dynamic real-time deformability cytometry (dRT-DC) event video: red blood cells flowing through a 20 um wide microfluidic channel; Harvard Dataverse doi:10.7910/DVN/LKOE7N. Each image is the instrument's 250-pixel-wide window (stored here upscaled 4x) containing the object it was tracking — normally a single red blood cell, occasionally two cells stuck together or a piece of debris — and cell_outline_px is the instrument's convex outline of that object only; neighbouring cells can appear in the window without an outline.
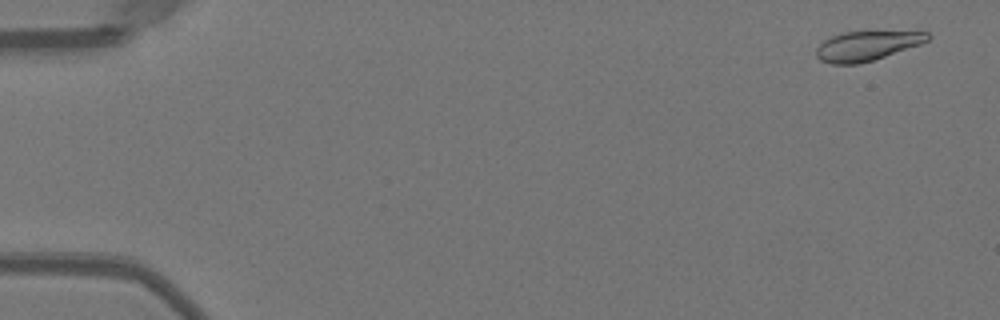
{"species": "Egyptian fruit bat (a non-hibernating species)", "species_latin": "Rousettus aegyptiacus", "temperature_condition": "warm", "stored_images_in_passage": 51, "camera_frame_rate_fps": 3000, "um_per_image_px": 0.085, "animal": {"sex": "female"}, "frame": {"image": 1, "passage_image": 3, "time_ms": 0.667, "image_size_px": [1000, 320], "cell_outline_px": [[932, 36], [928, 40], [920, 44], [872, 60], [856, 64], [832, 64], [820, 60], [816, 56], [816, 48], [824, 40], [832, 36], [844, 32], [928, 32]], "centroid_in_image_um": [73.65, 3.9], "position_along_channel_um": 11.4, "area_um2": 18.79}}
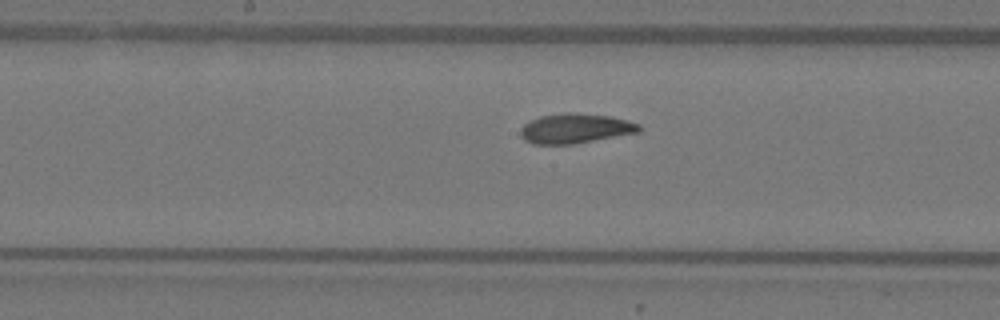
{"frame": {"image": 2, "passage_image": 28, "time_ms": 9.0, "image_size_px": [1000, 320], "cell_outline_px": [[644, 128], [640, 132], [572, 144], [532, 144], [524, 140], [520, 136], [520, 128], [524, 124], [540, 116], [564, 112], [576, 112], [608, 116], [628, 120], [640, 124]], "centroid_in_image_um": [48.91, 10.91], "position_along_channel_um": 199.3, "area_um2": 20.75}}
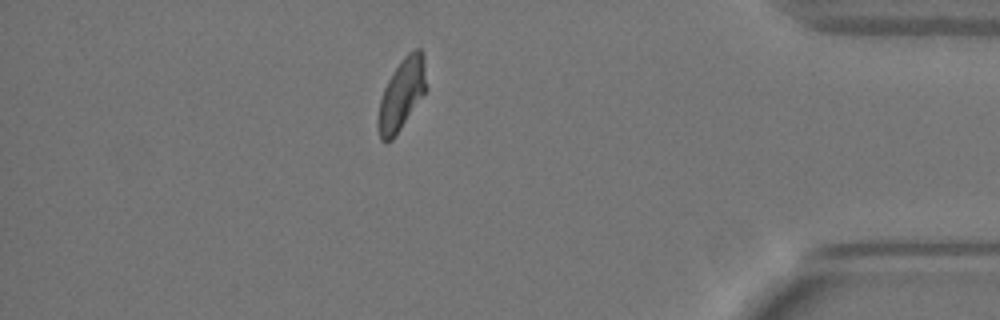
{"frame": {"image": 3, "passage_image": 46, "time_ms": 15.0, "image_size_px": [1000, 320], "cell_outline_px": [[428, 88], [392, 140], [380, 140], [376, 124], [376, 120], [380, 100], [384, 88], [392, 72], [400, 60], [408, 52], [416, 48], [420, 48], [424, 56]], "centroid_in_image_um": [34.14, 7.98], "position_along_channel_um": 401.1, "area_um2": 20.17}}